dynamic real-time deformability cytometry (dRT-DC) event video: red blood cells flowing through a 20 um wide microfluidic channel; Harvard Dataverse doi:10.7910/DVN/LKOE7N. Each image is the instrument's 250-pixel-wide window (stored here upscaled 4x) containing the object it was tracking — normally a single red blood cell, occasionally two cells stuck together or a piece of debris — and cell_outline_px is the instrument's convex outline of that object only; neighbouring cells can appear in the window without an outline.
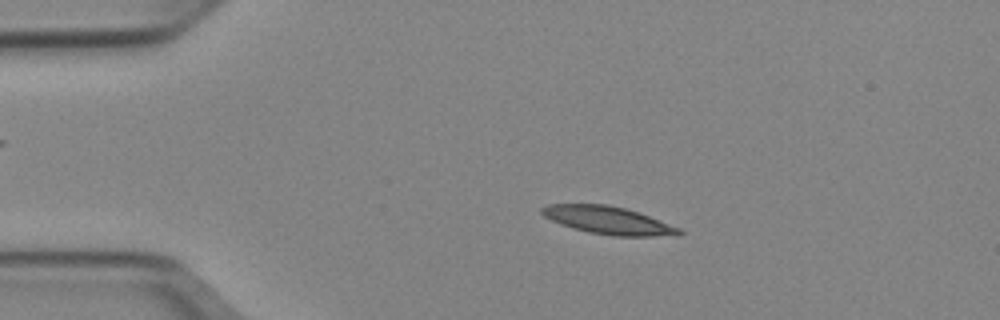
{"species": "Egyptian fruit bat (a non-hibernating species)", "species_latin": "Rousettus aegyptiacus", "temperature_condition": "cold", "stored_images_in_passage": 49, "camera_frame_rate_fps": 3000, "um_per_image_px": 0.085, "animal": {"sex": "female"}, "frame": {"image": 1, "passage_image": 8, "time_ms": 2.333, "image_size_px": [1000, 320], "cell_outline_px": [[684, 232], [676, 236], [612, 236], [588, 232], [572, 228], [560, 224], [544, 216], [540, 212], [540, 208], [548, 204], [608, 204], [624, 208], [648, 216], [680, 228]], "centroid_in_image_um": [51.68, 18.73], "position_along_channel_um": 33.3, "area_um2": 22.14}}
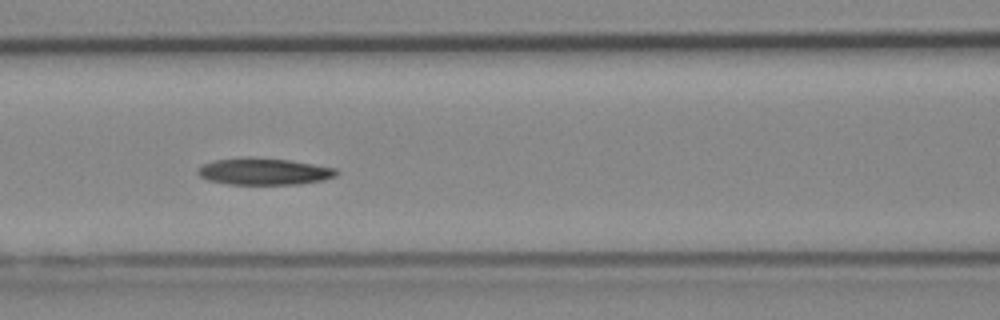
{"frame": {"image": 2, "passage_image": 20, "time_ms": 6.333, "image_size_px": [1000, 320], "cell_outline_px": [[340, 172], [336, 176], [324, 180], [300, 184], [228, 184], [208, 180], [200, 176], [196, 172], [204, 164], [216, 160], [248, 156], [288, 160], [336, 168]], "centroid_in_image_um": [22.47, 14.57], "position_along_channel_um": 144.1, "area_um2": 21.62}}
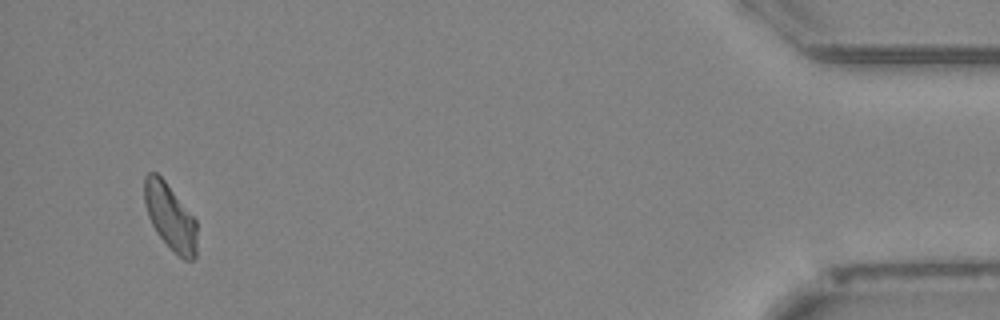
{"frame": {"image": 3, "passage_image": 47, "time_ms": 15.333, "image_size_px": [1000, 320], "cell_outline_px": [[196, 256], [192, 260], [184, 260], [156, 232], [148, 216], [144, 204], [144, 176], [148, 172], [156, 172], [164, 180], [196, 220]], "centroid_in_image_um": [14.44, 18.4], "position_along_channel_um": 420.8, "area_um2": 19.88}, "authors_computed_cell_mechanics": {"area_um2": 21.386, "velocity_mm_per_s": 3.9072, "shape_relaxation_time_tau1_ms": null, "shape_relaxation_time_tau2_ms": 10.9873, "deformation_change_tau1": null, "deformation_change_tau2": 0.2089}}